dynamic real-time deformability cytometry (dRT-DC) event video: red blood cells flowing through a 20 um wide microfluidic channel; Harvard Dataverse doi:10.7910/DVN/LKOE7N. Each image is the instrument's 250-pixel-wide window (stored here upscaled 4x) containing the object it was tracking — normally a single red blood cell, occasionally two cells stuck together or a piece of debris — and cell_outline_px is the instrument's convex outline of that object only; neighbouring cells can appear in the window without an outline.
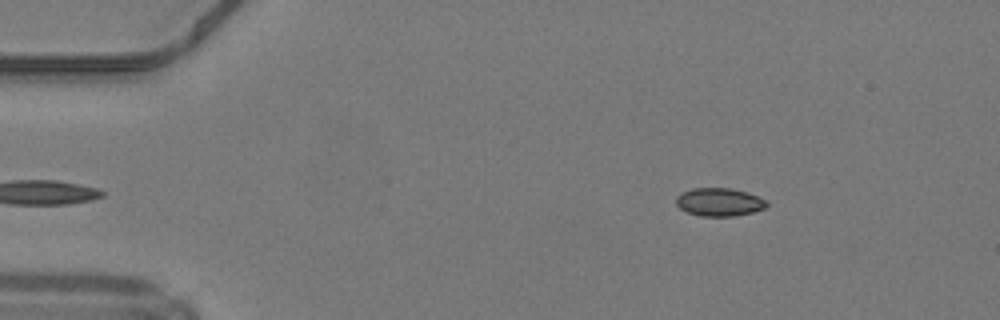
{"species": "common noctule bat (a hibernating species)", "species_latin": "Nyctalus noctula", "temperature_condition": "warm", "stored_images_in_passage": 42, "camera_frame_rate_fps": 3000, "um_per_image_px": 0.085, "animal": {"sex": "male", "body_mass_g": 19.2, "forearm_length_mm": 51.8}, "frame": {"image": 1, "passage_image": 1, "time_ms": 0.0, "image_size_px": [1000, 320], "cell_outline_px": [[768, 204], [764, 208], [752, 212], [736, 216], [700, 216], [688, 212], [680, 208], [676, 204], [676, 196], [692, 188], [732, 188], [748, 192], [764, 200]], "centroid_in_image_um": [61.12, 17.17], "position_along_channel_um": 23.9, "area_um2": 14.74}}
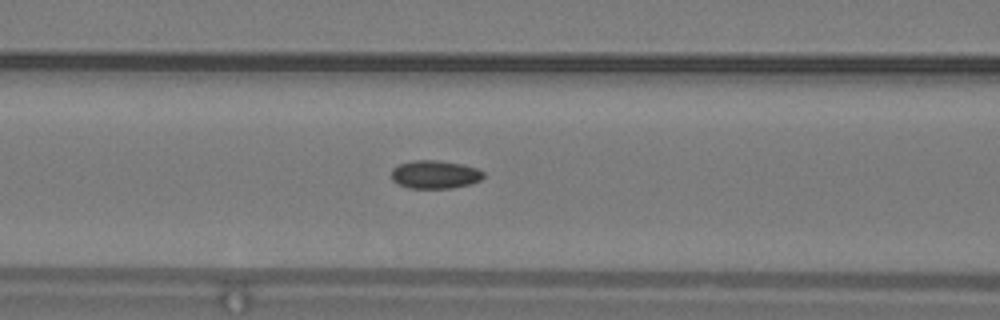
{"frame": {"image": 2, "passage_image": 14, "time_ms": 4.333, "image_size_px": [1000, 320], "cell_outline_px": [[484, 176], [480, 180], [472, 184], [452, 188], [408, 188], [396, 184], [392, 180], [392, 168], [400, 164], [412, 160], [436, 160], [460, 164], [476, 168], [484, 172]], "centroid_in_image_um": [36.95, 14.84], "position_along_channel_um": 129.6, "area_um2": 15.2}}
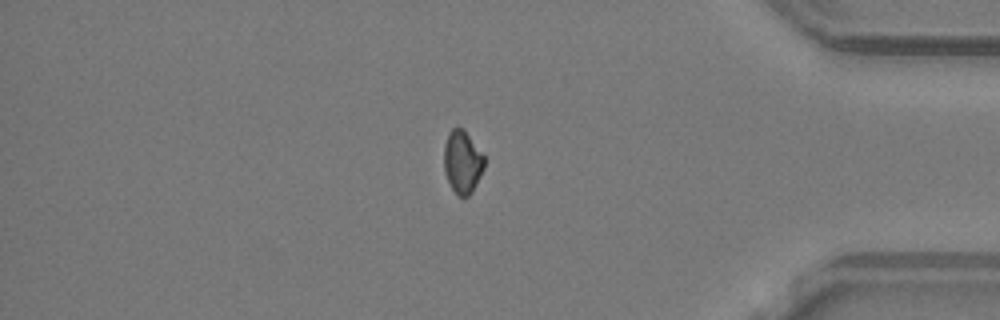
{"frame": {"image": 3, "passage_image": 35, "time_ms": 11.333, "image_size_px": [1000, 320], "cell_outline_px": [[484, 168], [472, 192], [468, 196], [460, 196], [452, 188], [444, 172], [444, 144], [448, 132], [452, 128], [464, 128], [484, 156]], "centroid_in_image_um": [39.29, 13.73], "position_along_channel_um": 395.9, "area_um2": 14.68}}